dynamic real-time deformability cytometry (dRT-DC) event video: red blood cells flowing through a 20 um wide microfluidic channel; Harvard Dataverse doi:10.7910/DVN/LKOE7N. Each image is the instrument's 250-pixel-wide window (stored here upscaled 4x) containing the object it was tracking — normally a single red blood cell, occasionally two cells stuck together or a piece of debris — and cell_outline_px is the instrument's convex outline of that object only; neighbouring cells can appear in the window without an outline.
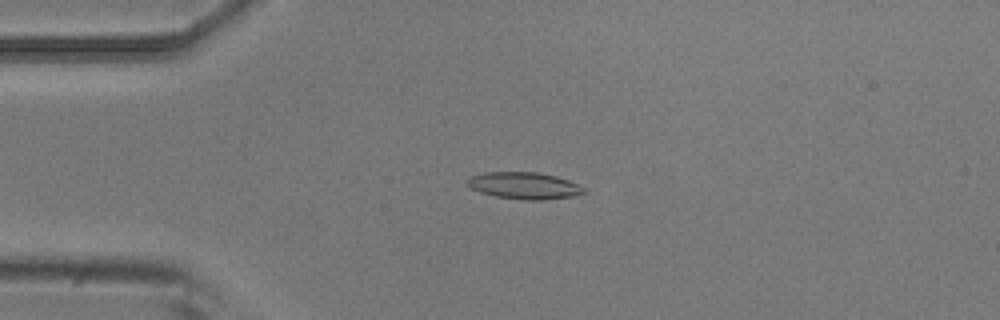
{"species": "common noctule bat (a hibernating species)", "species_latin": "Nyctalus noctula", "temperature_condition": "room temperature", "stored_images_in_passage": 5, "camera_frame_rate_fps": 3000, "um_per_image_px": 0.085, "animal": {"sex": "male", "body_mass_g": 20.5, "forearm_length_mm": 52.5}, "frame": {"image": 1, "passage_image": 3, "time_ms": 0.667, "image_size_px": [1000, 320], "cell_outline_px": [[588, 192], [572, 196], [544, 200], [524, 200], [496, 196], [480, 192], [472, 188], [464, 180], [468, 176], [484, 172], [536, 172], [556, 176], [568, 180], [584, 188]], "centroid_in_image_um": [44.53, 15.77], "position_along_channel_um": 40.5, "area_um2": 18.26}}
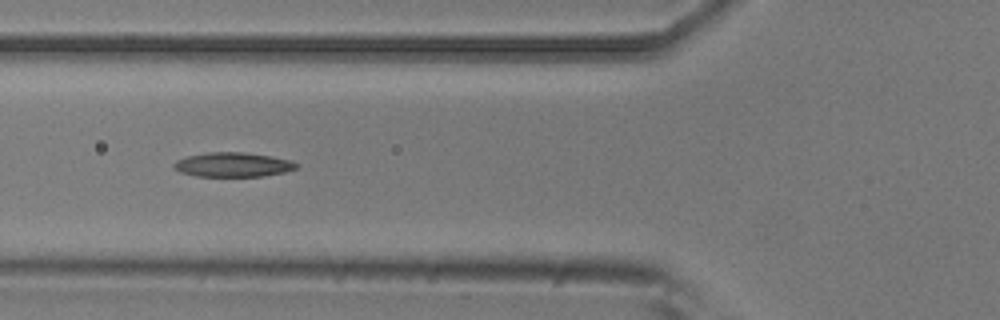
{"frame": {"image": 2, "passage_image": 5, "time_ms": 1.333, "image_size_px": [1000, 320], "cell_outline_px": [[300, 168], [284, 172], [264, 176], [196, 176], [180, 172], [172, 168], [172, 164], [176, 160], [188, 156], [208, 152], [244, 152], [272, 156], [292, 160]], "centroid_in_image_um": [19.8, 13.99], "position_along_channel_um": 106.0, "area_um2": 17.57}}